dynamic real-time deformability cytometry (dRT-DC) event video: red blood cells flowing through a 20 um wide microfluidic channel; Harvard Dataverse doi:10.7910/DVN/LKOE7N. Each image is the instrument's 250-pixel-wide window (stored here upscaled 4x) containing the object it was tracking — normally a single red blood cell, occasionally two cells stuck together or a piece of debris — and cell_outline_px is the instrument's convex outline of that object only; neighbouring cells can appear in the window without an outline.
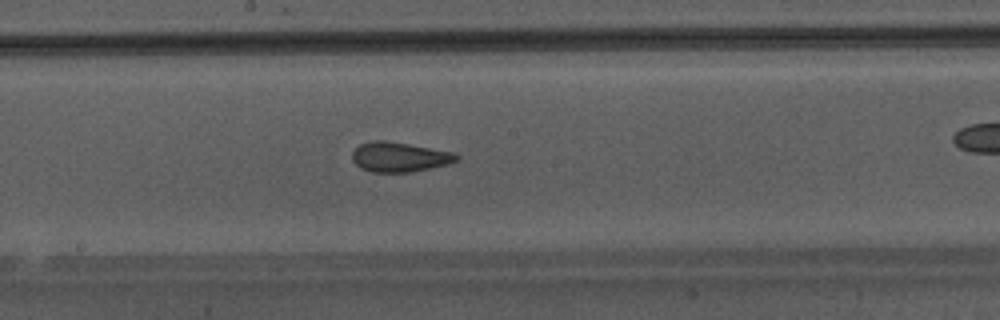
{"species": "Egyptian fruit bat (a non-hibernating species)", "species_latin": "Rousettus aegyptiacus", "temperature_condition": "warm", "stored_images_in_passage": 39, "camera_frame_rate_fps": 3000, "um_per_image_px": 0.085, "animal": {"sex": "male"}, "frame": {"image": 1, "passage_image": 17, "time_ms": 5.333, "image_size_px": [1000, 320], "cell_outline_px": [[460, 156], [456, 160], [448, 164], [432, 168], [412, 172], [372, 172], [360, 168], [352, 160], [352, 152], [360, 144], [376, 140], [384, 140], [408, 144], [452, 152]], "centroid_in_image_um": [33.93, 13.35], "position_along_channel_um": 214.3, "area_um2": 17.98}}
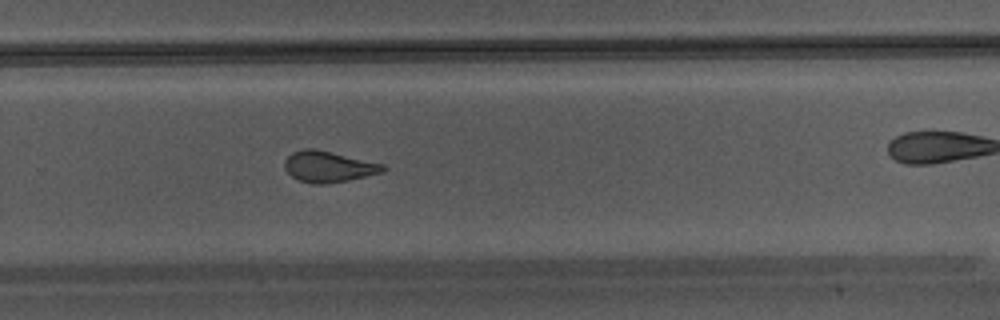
{"frame": {"image": 2, "passage_image": 23, "time_ms": 7.333, "image_size_px": [1000, 320], "cell_outline_px": [[388, 168], [384, 172], [348, 180], [324, 184], [316, 184], [300, 180], [292, 176], [284, 168], [284, 160], [292, 152], [304, 148], [312, 148], [384, 164]], "centroid_in_image_um": [27.92, 14.16], "position_along_channel_um": 301.9, "area_um2": 17.63}}
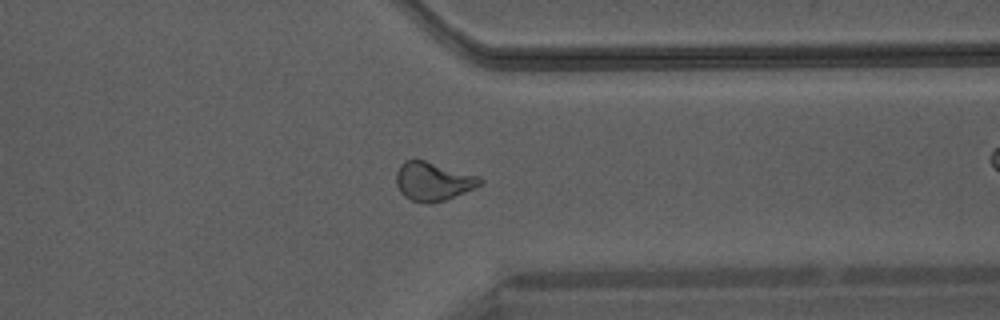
{"frame": {"image": 3, "passage_image": 28, "time_ms": 9.0, "image_size_px": [1000, 320], "cell_outline_px": [[484, 180], [476, 188], [444, 200], [432, 204], [412, 200], [404, 196], [400, 192], [396, 184], [396, 172], [400, 164], [404, 160], [424, 160], [480, 176]], "centroid_in_image_um": [36.81, 15.41], "position_along_channel_um": 374.6, "area_um2": 18.9}}